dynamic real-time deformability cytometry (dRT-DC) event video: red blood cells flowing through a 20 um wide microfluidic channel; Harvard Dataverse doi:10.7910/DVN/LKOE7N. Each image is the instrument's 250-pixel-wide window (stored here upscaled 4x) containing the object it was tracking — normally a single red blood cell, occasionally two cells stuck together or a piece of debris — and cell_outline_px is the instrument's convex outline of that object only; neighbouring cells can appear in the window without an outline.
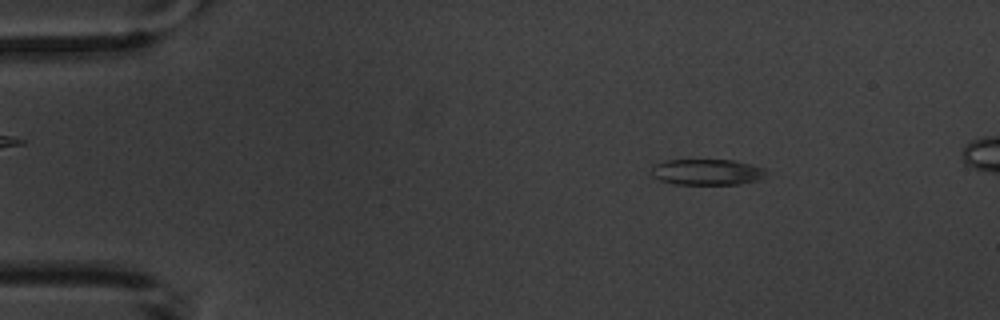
{"species": "common noctule bat (a hibernating species)", "species_latin": "Nyctalus noctula", "temperature_condition": "warm", "stored_images_in_passage": 6, "camera_frame_rate_fps": 3000, "um_per_image_px": 0.085, "animal": {"sex": "male", "body_mass_g": 20.1, "forearm_length_mm": 53.5}, "frame": {"image": 1, "passage_image": 3, "time_ms": 2.333, "image_size_px": [1000, 320], "cell_outline_px": [[768, 168], [764, 176], [760, 180], [740, 184], [676, 184], [660, 180], [652, 176], [652, 168], [656, 164], [664, 160], [732, 160], [752, 164]], "centroid_in_image_um": [60.15, 14.62], "position_along_channel_um": 24.9, "area_um2": 17.46}}